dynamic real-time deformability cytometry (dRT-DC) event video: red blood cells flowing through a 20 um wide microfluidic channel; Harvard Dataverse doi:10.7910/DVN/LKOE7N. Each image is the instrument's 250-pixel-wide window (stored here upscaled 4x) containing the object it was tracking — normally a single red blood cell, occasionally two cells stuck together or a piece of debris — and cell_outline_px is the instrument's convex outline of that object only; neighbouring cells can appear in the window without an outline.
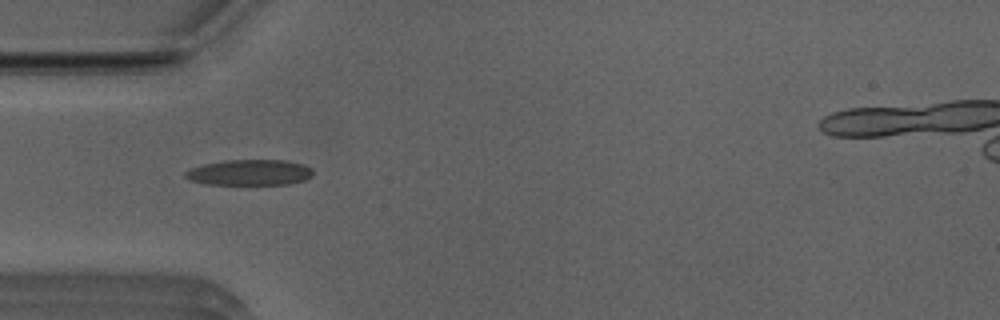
{"species": "Egyptian fruit bat (a non-hibernating species)", "species_latin": "Rousettus aegyptiacus", "temperature_condition": "room temperature", "stored_images_in_passage": 41, "camera_frame_rate_fps": 3000, "um_per_image_px": 0.085, "animal": {"sex": "male"}, "frame": {"image": 1, "passage_image": 5, "time_ms": 1.333, "image_size_px": [1000, 320], "cell_outline_px": [[312, 176], [304, 180], [288, 184], [204, 184], [188, 180], [184, 176], [184, 172], [192, 168], [204, 164], [228, 160], [284, 160], [304, 164], [312, 168]], "centroid_in_image_um": [21.21, 14.66], "position_along_channel_um": 63.8, "area_um2": 19.13}}
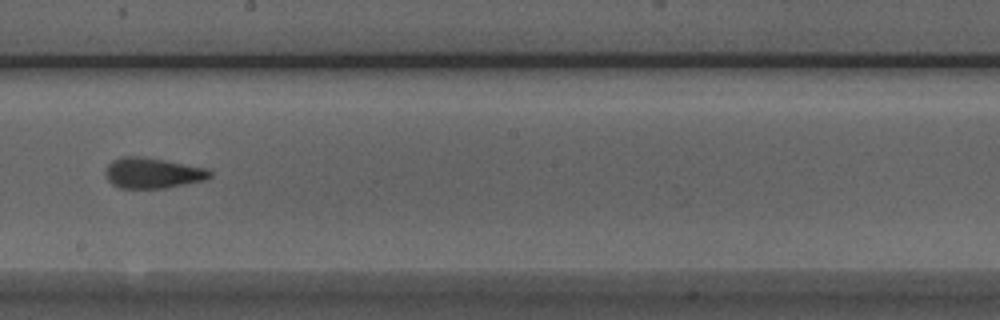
{"frame": {"image": 2, "passage_image": 18, "time_ms": 5.667, "image_size_px": [1000, 320], "cell_outline_px": [[212, 176], [204, 180], [164, 188], [120, 188], [112, 184], [104, 176], [104, 172], [108, 164], [112, 160], [120, 156], [144, 156], [204, 168], [212, 172]], "centroid_in_image_um": [12.9, 14.7], "position_along_channel_um": 235.3, "area_um2": 18.61}}
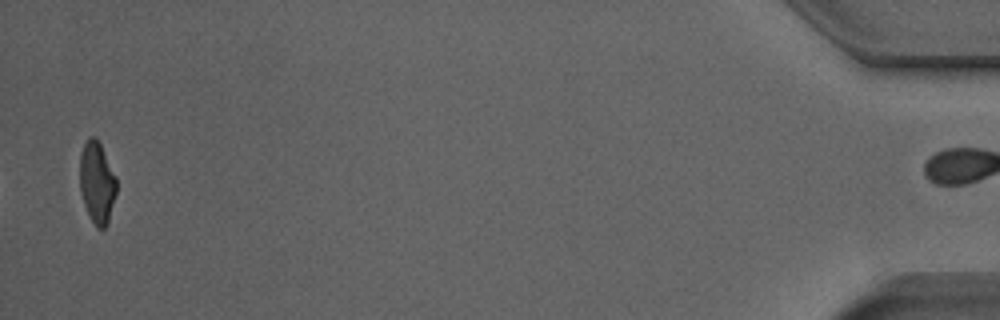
{"frame": {"image": 3, "passage_image": 40, "time_ms": 13.0, "image_size_px": [1000, 320], "cell_outline_px": [[116, 192], [108, 220], [104, 228], [96, 228], [84, 204], [80, 192], [80, 152], [88, 136], [96, 136], [116, 176]], "centroid_in_image_um": [8.23, 15.47], "position_along_channel_um": 427.0, "area_um2": 17.28}, "authors_computed_cell_mechanics": {"area_um2": 18.3226, "velocity_mm_per_s": 3.9563, "shape_relaxation_time_tau1_ms": 6.0795, "shape_relaxation_time_tau2_ms": 1.785, "deformation_change_tau1": 0.2117, "deformation_change_tau2": 0.1016}}